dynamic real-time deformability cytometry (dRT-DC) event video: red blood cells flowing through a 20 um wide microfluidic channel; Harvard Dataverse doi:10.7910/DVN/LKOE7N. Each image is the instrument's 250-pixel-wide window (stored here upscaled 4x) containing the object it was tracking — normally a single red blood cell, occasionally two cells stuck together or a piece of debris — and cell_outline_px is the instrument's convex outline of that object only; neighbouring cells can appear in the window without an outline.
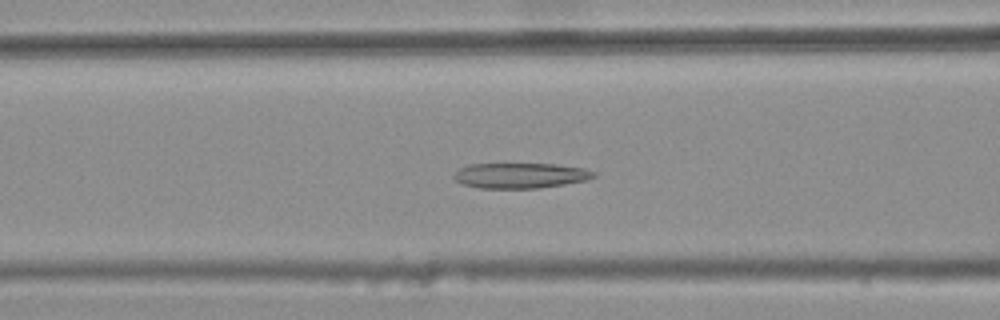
{"species": "common noctule bat (a hibernating species)", "species_latin": "Nyctalus noctula", "temperature_condition": "warm", "stored_images_in_passage": 46, "camera_frame_rate_fps": 3000, "um_per_image_px": 0.085, "animal": {"sex": "female", "body_mass_g": 25.1}, "frame": {"image": 1, "passage_image": 22, "time_ms": 7.0, "image_size_px": [1000, 320], "cell_outline_px": [[596, 176], [588, 180], [540, 188], [480, 188], [464, 184], [456, 180], [452, 176], [452, 172], [468, 164], [556, 164], [584, 168], [596, 172]], "centroid_in_image_um": [44.23, 14.91], "position_along_channel_um": 122.4, "area_um2": 20.75}}
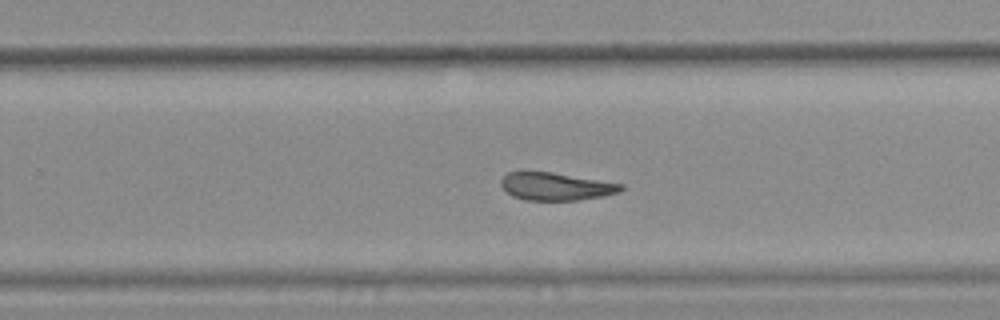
{"frame": {"image": 2, "passage_image": 35, "time_ms": 11.333, "image_size_px": [1000, 320], "cell_outline_px": [[624, 188], [620, 192], [604, 196], [576, 200], [524, 200], [512, 196], [500, 184], [500, 180], [508, 172], [552, 172], [624, 184]], "centroid_in_image_um": [47.27, 15.85], "position_along_channel_um": 282.5, "area_um2": 19.31}}
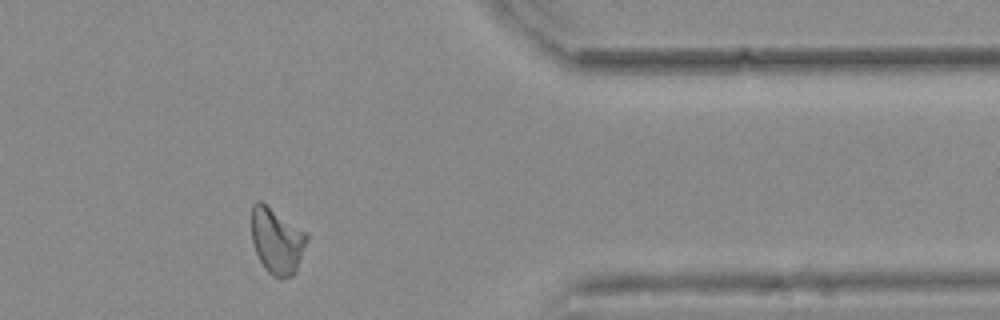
{"frame": {"image": 3, "passage_image": 45, "time_ms": 14.667, "image_size_px": [1000, 320], "cell_outline_px": [[308, 240], [296, 272], [292, 276], [280, 280], [272, 276], [264, 268], [256, 252], [252, 240], [252, 204], [256, 200], [260, 200], [308, 232]], "centroid_in_image_um": [23.56, 20.48], "position_along_channel_um": 387.8, "area_um2": 21.62}, "authors_computed_cell_mechanics": {"area_um2": 21.7328, "velocity_mm_per_s": 3.7076, "shape_relaxation_time_tau1_ms": null, "shape_relaxation_time_tau2_ms": 8.1738, "deformation_change_tau1": null, "deformation_change_tau2": 0.157}}